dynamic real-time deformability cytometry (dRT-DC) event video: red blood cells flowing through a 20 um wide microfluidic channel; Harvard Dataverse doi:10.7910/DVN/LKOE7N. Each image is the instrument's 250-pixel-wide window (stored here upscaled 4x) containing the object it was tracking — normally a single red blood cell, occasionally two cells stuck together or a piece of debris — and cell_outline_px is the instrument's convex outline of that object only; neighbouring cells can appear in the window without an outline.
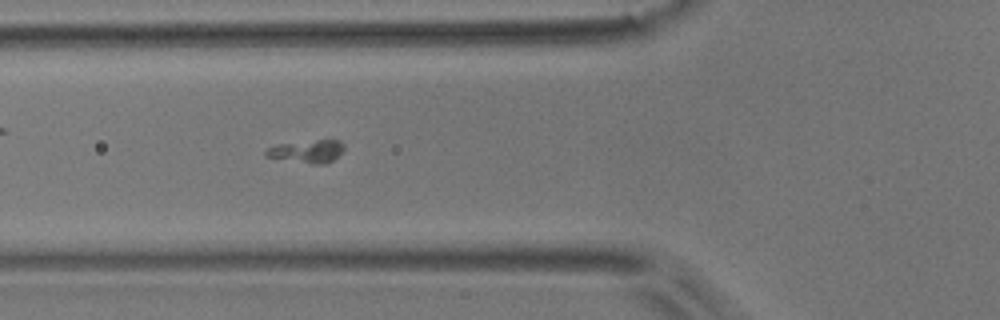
{"species": "common noctule bat (a hibernating species)", "species_latin": "Nyctalus noctula", "temperature_condition": "room temperature", "stored_images_in_passage": 3, "camera_frame_rate_fps": 3000, "um_per_image_px": 0.085, "animal": {"sex": "male", "body_mass_g": 17.9}, "frame": {"image": 1, "passage_image": 3, "time_ms": 0.667, "image_size_px": [1000, 320], "cell_outline_px": [[344, 148], [332, 160], [324, 164], [312, 164], [264, 156], [264, 152], [268, 148], [276, 144], [316, 140], [340, 140], [344, 144]], "centroid_in_image_um": [26.08, 12.85], "position_along_channel_um": 99.7, "area_um2": 10.23}}